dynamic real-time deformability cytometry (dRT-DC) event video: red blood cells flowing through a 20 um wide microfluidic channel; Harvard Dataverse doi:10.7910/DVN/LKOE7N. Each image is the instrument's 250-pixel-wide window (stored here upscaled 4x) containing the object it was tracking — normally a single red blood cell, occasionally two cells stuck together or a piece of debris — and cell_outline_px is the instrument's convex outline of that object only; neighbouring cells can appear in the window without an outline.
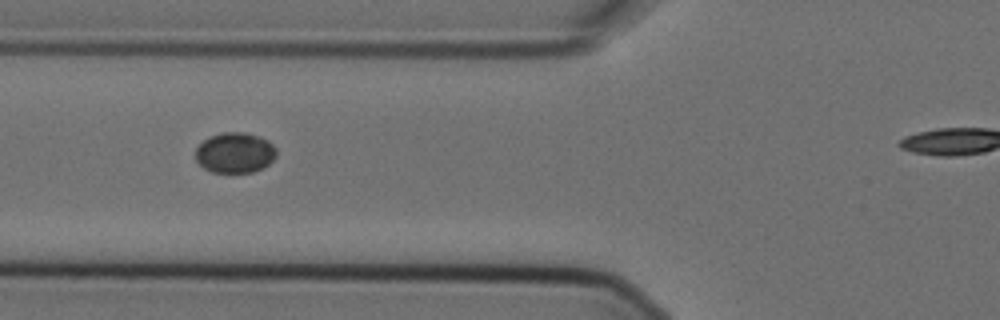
{"species": "Egyptian fruit bat (a non-hibernating species)", "species_latin": "Rousettus aegyptiacus", "temperature_condition": "cold", "stored_images_in_passage": 8, "camera_frame_rate_fps": 3000, "um_per_image_px": 0.085, "animal": {"sex": "female"}, "frame": {"image": 1, "passage_image": 3, "time_ms": 0.667, "image_size_px": [1000, 320], "cell_outline_px": [[276, 156], [268, 164], [252, 172], [212, 172], [204, 168], [196, 160], [196, 148], [208, 136], [220, 132], [244, 132], [260, 136], [272, 144], [276, 148]], "centroid_in_image_um": [19.95, 12.96], "position_along_channel_um": 105.8, "area_um2": 19.02}}
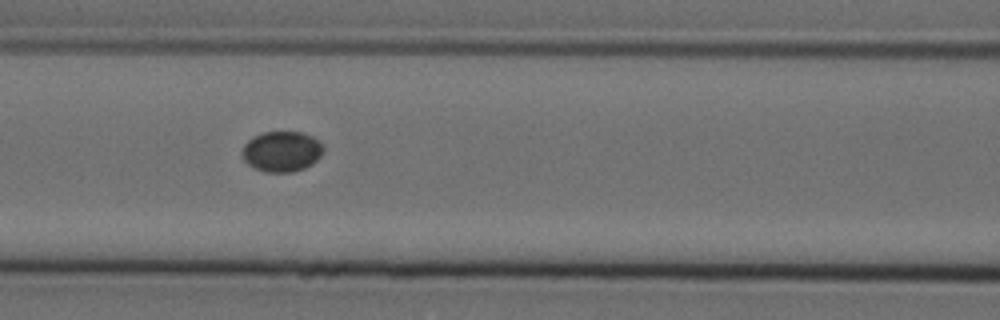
{"frame": {"image": 2, "passage_image": 4, "time_ms": 1.0, "image_size_px": [1000, 320], "cell_outline_px": [[324, 152], [312, 164], [304, 168], [292, 172], [264, 172], [248, 164], [244, 160], [240, 152], [244, 144], [252, 136], [264, 132], [300, 132], [312, 136], [324, 148]], "centroid_in_image_um": [23.92, 12.87], "position_along_channel_um": 142.7, "area_um2": 19.19}}